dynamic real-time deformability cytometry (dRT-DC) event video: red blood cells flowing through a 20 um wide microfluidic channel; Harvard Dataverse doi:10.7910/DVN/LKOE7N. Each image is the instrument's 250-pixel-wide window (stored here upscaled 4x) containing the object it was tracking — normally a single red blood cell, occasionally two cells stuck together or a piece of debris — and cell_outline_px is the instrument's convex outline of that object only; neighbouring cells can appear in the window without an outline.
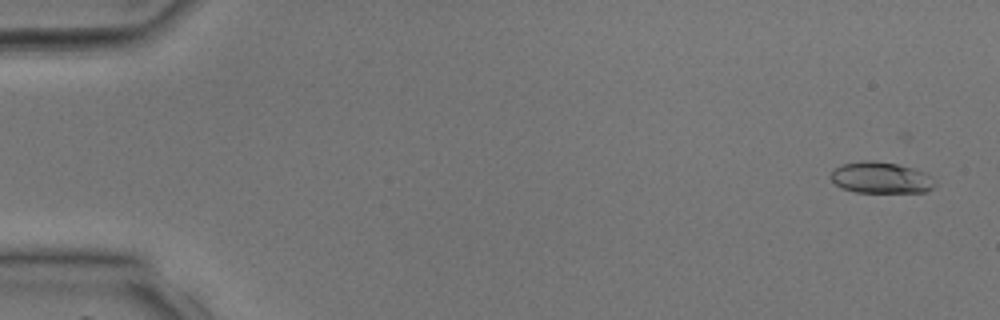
{"species": "common noctule bat (a hibernating species)", "species_latin": "Nyctalus noctula", "temperature_condition": "room temperature", "stored_images_in_passage": 39, "camera_frame_rate_fps": 3000, "um_per_image_px": 0.085, "animal": {"sex": "male", "body_mass_g": 17.9, "forearm_length_mm": 54.2}, "frame": {"image": 1, "passage_image": 2, "time_ms": 0.333, "image_size_px": [1000, 320], "cell_outline_px": [[936, 184], [932, 188], [924, 192], [856, 192], [840, 188], [828, 176], [840, 164], [860, 160], [872, 160], [896, 164], [916, 168], [932, 176], [936, 180]], "centroid_in_image_um": [74.88, 15.09], "position_along_channel_um": 10.1, "area_um2": 19.31}}
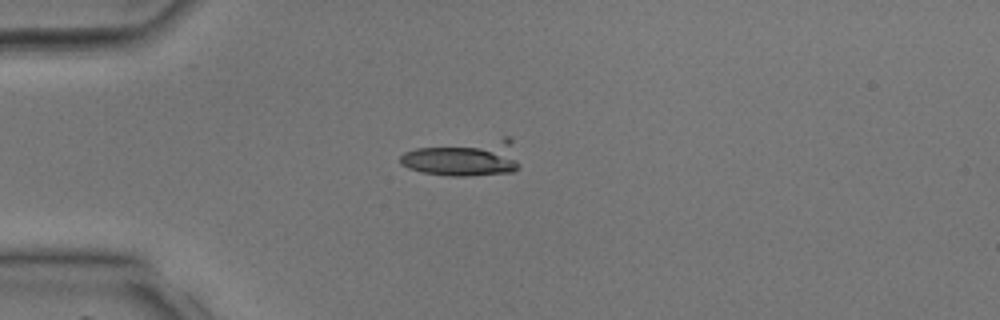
{"frame": {"image": 2, "passage_image": 11, "time_ms": 3.333, "image_size_px": [1000, 320], "cell_outline_px": [[520, 168], [512, 172], [468, 176], [448, 176], [420, 172], [408, 168], [400, 164], [400, 156], [404, 152], [416, 148], [504, 136], [508, 136], [512, 140], [520, 164]], "centroid_in_image_um": [39.49, 13.43], "position_along_channel_um": 45.5, "area_um2": 25.66}}
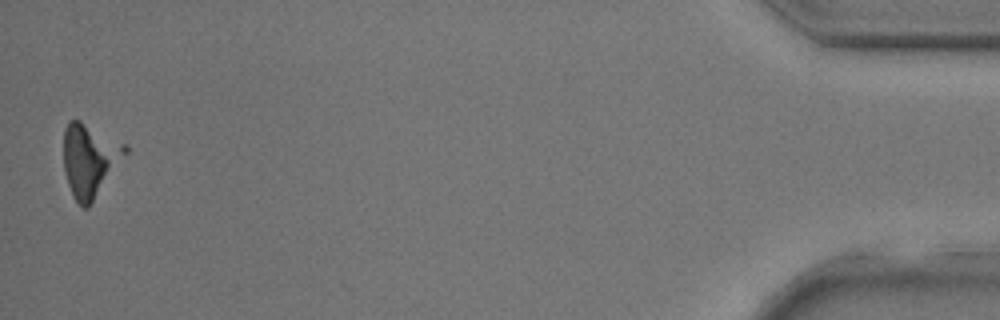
{"frame": {"image": 3, "passage_image": 39, "time_ms": 12.667, "image_size_px": [1000, 320], "cell_outline_px": [[128, 152], [88, 208], [84, 208], [72, 196], [64, 172], [64, 128], [68, 120], [80, 120], [128, 144]], "centroid_in_image_um": [7.63, 13.57], "position_along_channel_um": 427.6, "area_um2": 26.41}}